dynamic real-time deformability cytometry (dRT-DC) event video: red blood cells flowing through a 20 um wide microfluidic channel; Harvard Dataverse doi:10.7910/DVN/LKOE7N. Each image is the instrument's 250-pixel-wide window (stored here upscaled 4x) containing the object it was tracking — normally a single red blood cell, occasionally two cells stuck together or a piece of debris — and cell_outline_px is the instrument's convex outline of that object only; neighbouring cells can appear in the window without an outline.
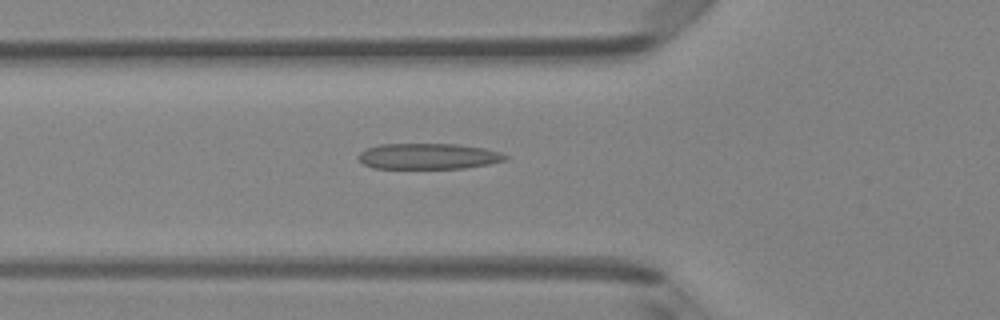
{"species": "Egyptian fruit bat (a non-hibernating species)", "species_latin": "Rousettus aegyptiacus", "temperature_condition": "room temperature", "stored_images_in_passage": 40, "camera_frame_rate_fps": 3000, "um_per_image_px": 0.085, "animal": {"sex": "female"}, "frame": {"image": 1, "passage_image": 9, "time_ms": 2.667, "image_size_px": [1000, 320], "cell_outline_px": [[508, 160], [488, 164], [464, 168], [372, 168], [364, 164], [360, 160], [360, 152], [368, 148], [380, 144], [456, 144], [484, 148], [508, 156]], "centroid_in_image_um": [36.41, 13.28], "position_along_channel_um": 89.4, "area_um2": 21.85}}
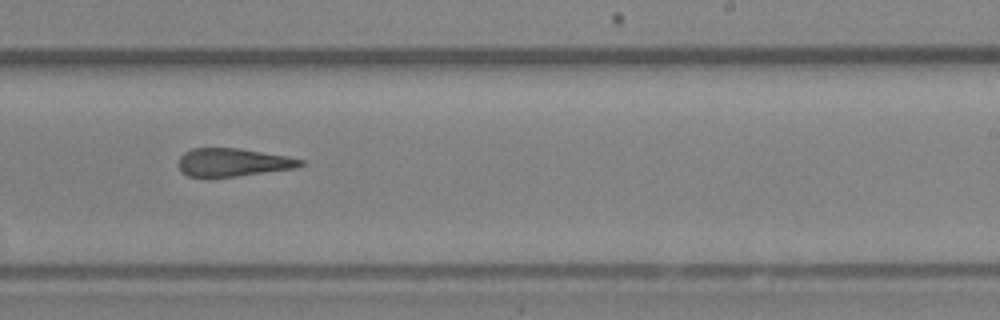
{"frame": {"image": 2, "passage_image": 22, "time_ms": 7.0, "image_size_px": [1000, 320], "cell_outline_px": [[304, 164], [296, 168], [236, 176], [188, 176], [180, 172], [176, 164], [176, 160], [184, 152], [192, 148], [240, 148], [288, 156], [304, 160]], "centroid_in_image_um": [19.76, 13.78], "position_along_channel_um": 269.2, "area_um2": 20.11}}
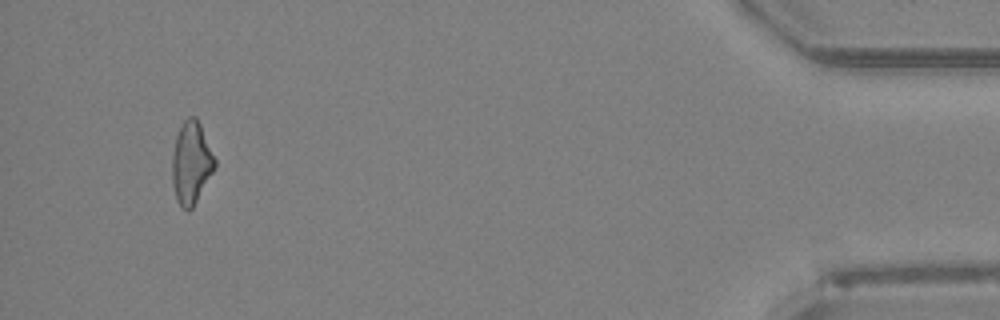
{"frame": {"image": 3, "passage_image": 38, "time_ms": 12.333, "image_size_px": [1000, 320], "cell_outline_px": [[216, 168], [192, 208], [188, 212], [180, 208], [176, 200], [172, 180], [172, 156], [176, 136], [184, 120], [188, 116], [196, 116], [200, 124], [216, 160]], "centroid_in_image_um": [16.25, 13.87], "position_along_channel_um": 418.9, "area_um2": 20.58}, "authors_computed_cell_mechanics": {"area_um2": 20.9236, "velocity_mm_per_s": 4.1626, "shape_relaxation_time_tau1_ms": null, "shape_relaxation_time_tau2_ms": 6.8875, "deformation_change_tau1": null, "deformation_change_tau2": 0.2407}}